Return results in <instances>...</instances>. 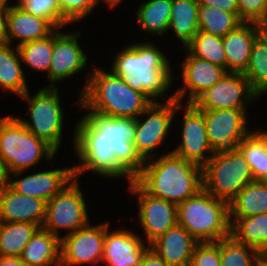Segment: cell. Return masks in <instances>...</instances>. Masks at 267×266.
Wrapping results in <instances>:
<instances>
[{"label":"cell","mask_w":267,"mask_h":266,"mask_svg":"<svg viewBox=\"0 0 267 266\" xmlns=\"http://www.w3.org/2000/svg\"><path fill=\"white\" fill-rule=\"evenodd\" d=\"M199 5L214 6L230 13H234L239 17V8L237 0H197Z\"/></svg>","instance_id":"41"},{"label":"cell","mask_w":267,"mask_h":266,"mask_svg":"<svg viewBox=\"0 0 267 266\" xmlns=\"http://www.w3.org/2000/svg\"><path fill=\"white\" fill-rule=\"evenodd\" d=\"M75 127L73 146L82 164L73 167L74 178L91 170L102 177H127L130 184L141 172L145 161L133 143L135 119L88 112Z\"/></svg>","instance_id":"1"},{"label":"cell","mask_w":267,"mask_h":266,"mask_svg":"<svg viewBox=\"0 0 267 266\" xmlns=\"http://www.w3.org/2000/svg\"><path fill=\"white\" fill-rule=\"evenodd\" d=\"M185 105L184 121L181 123L183 125L181 128L182 140L171 152L186 161L203 167L215 152L208 140L204 113L193 103ZM206 153L210 155L208 156Z\"/></svg>","instance_id":"15"},{"label":"cell","mask_w":267,"mask_h":266,"mask_svg":"<svg viewBox=\"0 0 267 266\" xmlns=\"http://www.w3.org/2000/svg\"><path fill=\"white\" fill-rule=\"evenodd\" d=\"M267 213V187L261 181L245 185L229 203V217H250Z\"/></svg>","instance_id":"27"},{"label":"cell","mask_w":267,"mask_h":266,"mask_svg":"<svg viewBox=\"0 0 267 266\" xmlns=\"http://www.w3.org/2000/svg\"><path fill=\"white\" fill-rule=\"evenodd\" d=\"M7 28L10 45L14 38L19 39L16 47L46 38L57 29L49 20L23 11L16 3L8 7Z\"/></svg>","instance_id":"23"},{"label":"cell","mask_w":267,"mask_h":266,"mask_svg":"<svg viewBox=\"0 0 267 266\" xmlns=\"http://www.w3.org/2000/svg\"><path fill=\"white\" fill-rule=\"evenodd\" d=\"M255 181L267 177V132L253 131L238 144Z\"/></svg>","instance_id":"30"},{"label":"cell","mask_w":267,"mask_h":266,"mask_svg":"<svg viewBox=\"0 0 267 266\" xmlns=\"http://www.w3.org/2000/svg\"><path fill=\"white\" fill-rule=\"evenodd\" d=\"M39 228L32 223L0 222V256L20 257Z\"/></svg>","instance_id":"32"},{"label":"cell","mask_w":267,"mask_h":266,"mask_svg":"<svg viewBox=\"0 0 267 266\" xmlns=\"http://www.w3.org/2000/svg\"><path fill=\"white\" fill-rule=\"evenodd\" d=\"M20 258L26 266H60V239L39 228L24 247Z\"/></svg>","instance_id":"24"},{"label":"cell","mask_w":267,"mask_h":266,"mask_svg":"<svg viewBox=\"0 0 267 266\" xmlns=\"http://www.w3.org/2000/svg\"><path fill=\"white\" fill-rule=\"evenodd\" d=\"M203 189L228 204L248 183L255 181L238 148L215 151L202 167Z\"/></svg>","instance_id":"7"},{"label":"cell","mask_w":267,"mask_h":266,"mask_svg":"<svg viewBox=\"0 0 267 266\" xmlns=\"http://www.w3.org/2000/svg\"><path fill=\"white\" fill-rule=\"evenodd\" d=\"M258 266H267V256L263 255L259 261V265Z\"/></svg>","instance_id":"47"},{"label":"cell","mask_w":267,"mask_h":266,"mask_svg":"<svg viewBox=\"0 0 267 266\" xmlns=\"http://www.w3.org/2000/svg\"><path fill=\"white\" fill-rule=\"evenodd\" d=\"M189 266H221L220 240L217 242H198L193 250Z\"/></svg>","instance_id":"38"},{"label":"cell","mask_w":267,"mask_h":266,"mask_svg":"<svg viewBox=\"0 0 267 266\" xmlns=\"http://www.w3.org/2000/svg\"><path fill=\"white\" fill-rule=\"evenodd\" d=\"M23 172L17 171L8 174L7 184L18 193L32 196L45 202L51 200L74 179L73 167L41 171L20 178L19 176ZM11 176H15L14 178L17 179L13 180Z\"/></svg>","instance_id":"18"},{"label":"cell","mask_w":267,"mask_h":266,"mask_svg":"<svg viewBox=\"0 0 267 266\" xmlns=\"http://www.w3.org/2000/svg\"><path fill=\"white\" fill-rule=\"evenodd\" d=\"M56 29L53 32V50L48 71L49 87H56L59 81L69 78L85 69L87 54L80 47L79 32L65 33Z\"/></svg>","instance_id":"16"},{"label":"cell","mask_w":267,"mask_h":266,"mask_svg":"<svg viewBox=\"0 0 267 266\" xmlns=\"http://www.w3.org/2000/svg\"><path fill=\"white\" fill-rule=\"evenodd\" d=\"M98 1L104 2V4L106 3V5L108 4V6L113 8L117 6V4L120 3L122 0H98Z\"/></svg>","instance_id":"46"},{"label":"cell","mask_w":267,"mask_h":266,"mask_svg":"<svg viewBox=\"0 0 267 266\" xmlns=\"http://www.w3.org/2000/svg\"><path fill=\"white\" fill-rule=\"evenodd\" d=\"M8 174L0 159V190L7 184Z\"/></svg>","instance_id":"45"},{"label":"cell","mask_w":267,"mask_h":266,"mask_svg":"<svg viewBox=\"0 0 267 266\" xmlns=\"http://www.w3.org/2000/svg\"><path fill=\"white\" fill-rule=\"evenodd\" d=\"M170 65L163 51L154 43L137 42L118 52L111 70L134 90L156 102V97L165 96L173 83Z\"/></svg>","instance_id":"2"},{"label":"cell","mask_w":267,"mask_h":266,"mask_svg":"<svg viewBox=\"0 0 267 266\" xmlns=\"http://www.w3.org/2000/svg\"><path fill=\"white\" fill-rule=\"evenodd\" d=\"M0 266H26L20 257L0 256Z\"/></svg>","instance_id":"44"},{"label":"cell","mask_w":267,"mask_h":266,"mask_svg":"<svg viewBox=\"0 0 267 266\" xmlns=\"http://www.w3.org/2000/svg\"><path fill=\"white\" fill-rule=\"evenodd\" d=\"M105 71L94 66L93 72H88L87 83L78 99L81 109L108 117L136 119L153 103L112 70Z\"/></svg>","instance_id":"4"},{"label":"cell","mask_w":267,"mask_h":266,"mask_svg":"<svg viewBox=\"0 0 267 266\" xmlns=\"http://www.w3.org/2000/svg\"><path fill=\"white\" fill-rule=\"evenodd\" d=\"M184 103L178 102L174 94L167 101L153 102L141 115L135 119L134 146L139 156L144 160L156 157L155 149L164 144L168 136L171 123L178 110H182ZM140 116H147L140 119ZM152 153V154H151Z\"/></svg>","instance_id":"9"},{"label":"cell","mask_w":267,"mask_h":266,"mask_svg":"<svg viewBox=\"0 0 267 266\" xmlns=\"http://www.w3.org/2000/svg\"><path fill=\"white\" fill-rule=\"evenodd\" d=\"M79 179L74 178L51 200L46 202L43 229L61 239L60 229L72 234L86 226L89 221L86 203L80 189Z\"/></svg>","instance_id":"10"},{"label":"cell","mask_w":267,"mask_h":266,"mask_svg":"<svg viewBox=\"0 0 267 266\" xmlns=\"http://www.w3.org/2000/svg\"><path fill=\"white\" fill-rule=\"evenodd\" d=\"M109 222L106 221L103 258L108 266H140L142 256L149 248L142 238L131 230H115L109 232Z\"/></svg>","instance_id":"19"},{"label":"cell","mask_w":267,"mask_h":266,"mask_svg":"<svg viewBox=\"0 0 267 266\" xmlns=\"http://www.w3.org/2000/svg\"><path fill=\"white\" fill-rule=\"evenodd\" d=\"M263 31L267 34V19L266 21L262 24Z\"/></svg>","instance_id":"49"},{"label":"cell","mask_w":267,"mask_h":266,"mask_svg":"<svg viewBox=\"0 0 267 266\" xmlns=\"http://www.w3.org/2000/svg\"><path fill=\"white\" fill-rule=\"evenodd\" d=\"M8 7L0 4V46L9 45L8 28H7Z\"/></svg>","instance_id":"42"},{"label":"cell","mask_w":267,"mask_h":266,"mask_svg":"<svg viewBox=\"0 0 267 266\" xmlns=\"http://www.w3.org/2000/svg\"><path fill=\"white\" fill-rule=\"evenodd\" d=\"M185 48L193 56L221 66L226 70V53L222 37L199 30Z\"/></svg>","instance_id":"34"},{"label":"cell","mask_w":267,"mask_h":266,"mask_svg":"<svg viewBox=\"0 0 267 266\" xmlns=\"http://www.w3.org/2000/svg\"><path fill=\"white\" fill-rule=\"evenodd\" d=\"M199 4L197 0H172L171 18L168 30L175 32V36L185 48L199 31Z\"/></svg>","instance_id":"26"},{"label":"cell","mask_w":267,"mask_h":266,"mask_svg":"<svg viewBox=\"0 0 267 266\" xmlns=\"http://www.w3.org/2000/svg\"><path fill=\"white\" fill-rule=\"evenodd\" d=\"M209 143L214 151L237 148L251 132L243 109L202 110ZM249 130V131H248Z\"/></svg>","instance_id":"13"},{"label":"cell","mask_w":267,"mask_h":266,"mask_svg":"<svg viewBox=\"0 0 267 266\" xmlns=\"http://www.w3.org/2000/svg\"><path fill=\"white\" fill-rule=\"evenodd\" d=\"M156 159L146 160L134 178L148 194L179 205L203 189L201 166L172 152Z\"/></svg>","instance_id":"3"},{"label":"cell","mask_w":267,"mask_h":266,"mask_svg":"<svg viewBox=\"0 0 267 266\" xmlns=\"http://www.w3.org/2000/svg\"><path fill=\"white\" fill-rule=\"evenodd\" d=\"M10 46H0V87L20 98L29 88L21 67L19 51L17 47L12 50Z\"/></svg>","instance_id":"28"},{"label":"cell","mask_w":267,"mask_h":266,"mask_svg":"<svg viewBox=\"0 0 267 266\" xmlns=\"http://www.w3.org/2000/svg\"><path fill=\"white\" fill-rule=\"evenodd\" d=\"M261 182L267 187V177H265Z\"/></svg>","instance_id":"50"},{"label":"cell","mask_w":267,"mask_h":266,"mask_svg":"<svg viewBox=\"0 0 267 266\" xmlns=\"http://www.w3.org/2000/svg\"><path fill=\"white\" fill-rule=\"evenodd\" d=\"M197 243L183 226L177 224L149 244V248L168 266H189Z\"/></svg>","instance_id":"22"},{"label":"cell","mask_w":267,"mask_h":266,"mask_svg":"<svg viewBox=\"0 0 267 266\" xmlns=\"http://www.w3.org/2000/svg\"><path fill=\"white\" fill-rule=\"evenodd\" d=\"M186 58L182 65L183 85L174 92L175 99L182 103L189 90L187 103H193L202 93L211 88L226 74L225 68L193 56L185 48Z\"/></svg>","instance_id":"17"},{"label":"cell","mask_w":267,"mask_h":266,"mask_svg":"<svg viewBox=\"0 0 267 266\" xmlns=\"http://www.w3.org/2000/svg\"><path fill=\"white\" fill-rule=\"evenodd\" d=\"M58 3L63 17L73 24L84 19L100 2L98 0H58Z\"/></svg>","instance_id":"39"},{"label":"cell","mask_w":267,"mask_h":266,"mask_svg":"<svg viewBox=\"0 0 267 266\" xmlns=\"http://www.w3.org/2000/svg\"><path fill=\"white\" fill-rule=\"evenodd\" d=\"M198 22L199 30L219 37L243 23L236 14L207 5H199Z\"/></svg>","instance_id":"33"},{"label":"cell","mask_w":267,"mask_h":266,"mask_svg":"<svg viewBox=\"0 0 267 266\" xmlns=\"http://www.w3.org/2000/svg\"><path fill=\"white\" fill-rule=\"evenodd\" d=\"M262 31L261 24L243 22L222 37L226 53V72L243 74L246 71L253 43Z\"/></svg>","instance_id":"21"},{"label":"cell","mask_w":267,"mask_h":266,"mask_svg":"<svg viewBox=\"0 0 267 266\" xmlns=\"http://www.w3.org/2000/svg\"><path fill=\"white\" fill-rule=\"evenodd\" d=\"M128 185L130 192L138 196V220L149 246L168 229L178 224L177 205L148 194L135 180Z\"/></svg>","instance_id":"14"},{"label":"cell","mask_w":267,"mask_h":266,"mask_svg":"<svg viewBox=\"0 0 267 266\" xmlns=\"http://www.w3.org/2000/svg\"><path fill=\"white\" fill-rule=\"evenodd\" d=\"M258 99L249 81L241 73L227 72L211 88L202 93L193 104L199 110L243 109L246 103Z\"/></svg>","instance_id":"11"},{"label":"cell","mask_w":267,"mask_h":266,"mask_svg":"<svg viewBox=\"0 0 267 266\" xmlns=\"http://www.w3.org/2000/svg\"><path fill=\"white\" fill-rule=\"evenodd\" d=\"M263 255L236 241L231 235L220 240L221 266H258Z\"/></svg>","instance_id":"35"},{"label":"cell","mask_w":267,"mask_h":266,"mask_svg":"<svg viewBox=\"0 0 267 266\" xmlns=\"http://www.w3.org/2000/svg\"><path fill=\"white\" fill-rule=\"evenodd\" d=\"M58 87H45L31 97L29 91L20 96L28 101L30 119L18 118L36 137L44 140L56 152L62 143L64 112Z\"/></svg>","instance_id":"8"},{"label":"cell","mask_w":267,"mask_h":266,"mask_svg":"<svg viewBox=\"0 0 267 266\" xmlns=\"http://www.w3.org/2000/svg\"><path fill=\"white\" fill-rule=\"evenodd\" d=\"M23 11L49 20L57 29L70 24L61 14L58 0H17Z\"/></svg>","instance_id":"37"},{"label":"cell","mask_w":267,"mask_h":266,"mask_svg":"<svg viewBox=\"0 0 267 266\" xmlns=\"http://www.w3.org/2000/svg\"><path fill=\"white\" fill-rule=\"evenodd\" d=\"M106 222L90 225V222L72 234L60 239V266H75L102 261Z\"/></svg>","instance_id":"12"},{"label":"cell","mask_w":267,"mask_h":266,"mask_svg":"<svg viewBox=\"0 0 267 266\" xmlns=\"http://www.w3.org/2000/svg\"><path fill=\"white\" fill-rule=\"evenodd\" d=\"M230 235L239 243L267 254V213L250 217H229Z\"/></svg>","instance_id":"25"},{"label":"cell","mask_w":267,"mask_h":266,"mask_svg":"<svg viewBox=\"0 0 267 266\" xmlns=\"http://www.w3.org/2000/svg\"><path fill=\"white\" fill-rule=\"evenodd\" d=\"M8 2V3H7ZM0 4L1 5H4V6H6V7H10V6H12V5H8L9 4V0H0Z\"/></svg>","instance_id":"48"},{"label":"cell","mask_w":267,"mask_h":266,"mask_svg":"<svg viewBox=\"0 0 267 266\" xmlns=\"http://www.w3.org/2000/svg\"><path fill=\"white\" fill-rule=\"evenodd\" d=\"M140 266H168L153 250L148 248L142 256Z\"/></svg>","instance_id":"43"},{"label":"cell","mask_w":267,"mask_h":266,"mask_svg":"<svg viewBox=\"0 0 267 266\" xmlns=\"http://www.w3.org/2000/svg\"><path fill=\"white\" fill-rule=\"evenodd\" d=\"M56 154L44 140L27 130L18 117H0V159L7 174L27 171L43 157L51 161Z\"/></svg>","instance_id":"6"},{"label":"cell","mask_w":267,"mask_h":266,"mask_svg":"<svg viewBox=\"0 0 267 266\" xmlns=\"http://www.w3.org/2000/svg\"><path fill=\"white\" fill-rule=\"evenodd\" d=\"M239 18L243 22L263 24L267 19L265 0H237Z\"/></svg>","instance_id":"40"},{"label":"cell","mask_w":267,"mask_h":266,"mask_svg":"<svg viewBox=\"0 0 267 266\" xmlns=\"http://www.w3.org/2000/svg\"><path fill=\"white\" fill-rule=\"evenodd\" d=\"M171 7L172 0H149L140 4L136 12L140 29L156 36L166 33L170 24Z\"/></svg>","instance_id":"29"},{"label":"cell","mask_w":267,"mask_h":266,"mask_svg":"<svg viewBox=\"0 0 267 266\" xmlns=\"http://www.w3.org/2000/svg\"><path fill=\"white\" fill-rule=\"evenodd\" d=\"M46 202L14 191L8 184L0 190V222L32 223L42 228Z\"/></svg>","instance_id":"20"},{"label":"cell","mask_w":267,"mask_h":266,"mask_svg":"<svg viewBox=\"0 0 267 266\" xmlns=\"http://www.w3.org/2000/svg\"><path fill=\"white\" fill-rule=\"evenodd\" d=\"M17 49L21 62L26 64L28 68L48 72L53 50V33L46 38L17 46Z\"/></svg>","instance_id":"36"},{"label":"cell","mask_w":267,"mask_h":266,"mask_svg":"<svg viewBox=\"0 0 267 266\" xmlns=\"http://www.w3.org/2000/svg\"><path fill=\"white\" fill-rule=\"evenodd\" d=\"M243 75L257 96L267 93V34L264 31L253 43L250 61Z\"/></svg>","instance_id":"31"},{"label":"cell","mask_w":267,"mask_h":266,"mask_svg":"<svg viewBox=\"0 0 267 266\" xmlns=\"http://www.w3.org/2000/svg\"><path fill=\"white\" fill-rule=\"evenodd\" d=\"M178 224L198 242H217L230 236L229 204L201 189L177 205Z\"/></svg>","instance_id":"5"}]
</instances>
